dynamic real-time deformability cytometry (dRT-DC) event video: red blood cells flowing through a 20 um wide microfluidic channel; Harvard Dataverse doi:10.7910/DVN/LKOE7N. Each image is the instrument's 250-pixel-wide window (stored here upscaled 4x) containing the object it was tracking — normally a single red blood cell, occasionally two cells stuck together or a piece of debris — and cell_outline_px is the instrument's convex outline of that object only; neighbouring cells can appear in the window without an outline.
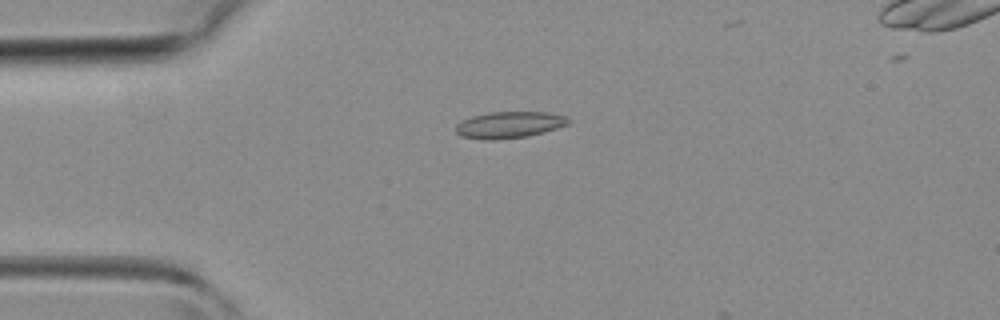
{"species": "common noctule bat (a hibernating species)", "species_latin": "Nyctalus noctula", "temperature_condition": "room temperature", "stored_images_in_passage": 12, "camera_frame_rate_fps": 3000, "um_per_image_px": 0.085, "animal": {"sex": "female", "body_mass_g": 19.3, "forearm_length_mm": 54.1}, "frame": {"image": 1, "passage_image": 10, "time_ms": 3.0, "image_size_px": [1000, 320], "cell_outline_px": [[572, 120], [568, 124], [544, 132], [528, 136], [492, 140], [484, 140], [460, 136], [456, 132], [456, 124], [472, 116], [488, 112], [548, 112], [564, 116]], "centroid_in_image_um": [43.28, 10.61], "position_along_channel_um": 41.7, "area_um2": 17.4}}